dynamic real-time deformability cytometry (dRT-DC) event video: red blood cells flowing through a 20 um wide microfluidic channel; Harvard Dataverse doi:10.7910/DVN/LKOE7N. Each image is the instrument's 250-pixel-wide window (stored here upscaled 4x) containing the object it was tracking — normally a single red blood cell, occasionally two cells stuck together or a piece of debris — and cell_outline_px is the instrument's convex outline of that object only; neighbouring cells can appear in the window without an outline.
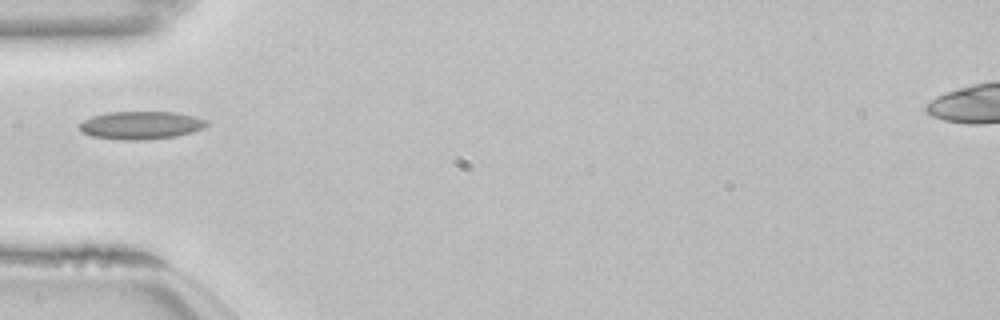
{"species": "common noctule bat (a hibernating species)", "species_latin": "Nyctalus noctula", "temperature_condition": "room temperature", "stored_images_in_passage": 37, "camera_frame_rate_fps": 3000, "um_per_image_px": 0.085, "animal": {"sex": "female", "body_mass_g": 22.7, "forearm_length_mm": 54.2}, "frame": {"image": 1, "passage_image": 1, "time_ms": 0.0, "image_size_px": [1000, 320], "cell_outline_px": [[208, 124], [204, 128], [192, 132], [176, 136], [144, 140], [124, 140], [92, 136], [84, 132], [80, 128], [80, 124], [84, 120], [92, 116], [108, 112], [176, 112], [196, 116], [208, 120]], "centroid_in_image_um": [12.04, 10.64], "position_along_channel_um": 73.0, "area_um2": 20.69}, "authors_computed_cell_mechanics": {"area_um2": 19.0162, "velocity_mm_per_s": 3.83, "shape_relaxation_time_tau1_ms": null, "shape_relaxation_time_tau2_ms": 4.9241, "deformation_change_tau1": null, "deformation_change_tau2": 0.0809}}